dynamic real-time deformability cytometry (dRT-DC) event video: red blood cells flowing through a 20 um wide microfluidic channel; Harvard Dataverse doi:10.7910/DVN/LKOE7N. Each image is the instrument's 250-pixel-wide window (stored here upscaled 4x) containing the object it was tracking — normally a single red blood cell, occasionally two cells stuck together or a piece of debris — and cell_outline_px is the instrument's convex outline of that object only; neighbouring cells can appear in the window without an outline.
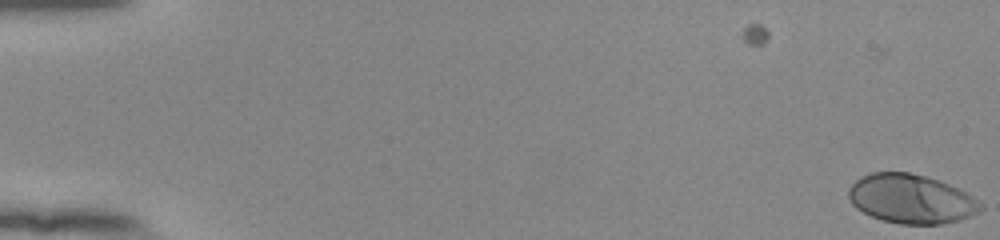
{"species": "human", "species_latin": "Homo sapiens", "temperature_condition": "room temperature", "stored_images_in_passage": 5, "camera_frame_rate_fps": 3000, "um_per_image_px": 0.085, "donor": {"sex": "female"}, "frame": {"image": 1, "passage_image": 5, "time_ms": 1.333, "image_size_px": [1000, 240], "cell_outline_px": [[984, 208], [980, 212], [960, 220], [940, 224], [900, 224], [884, 220], [872, 216], [856, 208], [852, 204], [848, 196], [848, 188], [860, 176], [872, 172], [908, 172], [924, 176], [948, 184], [972, 196], [984, 204]], "centroid_in_image_um": [77.44, 16.91], "position_along_channel_um": 7.6, "area_um2": 37.69}}